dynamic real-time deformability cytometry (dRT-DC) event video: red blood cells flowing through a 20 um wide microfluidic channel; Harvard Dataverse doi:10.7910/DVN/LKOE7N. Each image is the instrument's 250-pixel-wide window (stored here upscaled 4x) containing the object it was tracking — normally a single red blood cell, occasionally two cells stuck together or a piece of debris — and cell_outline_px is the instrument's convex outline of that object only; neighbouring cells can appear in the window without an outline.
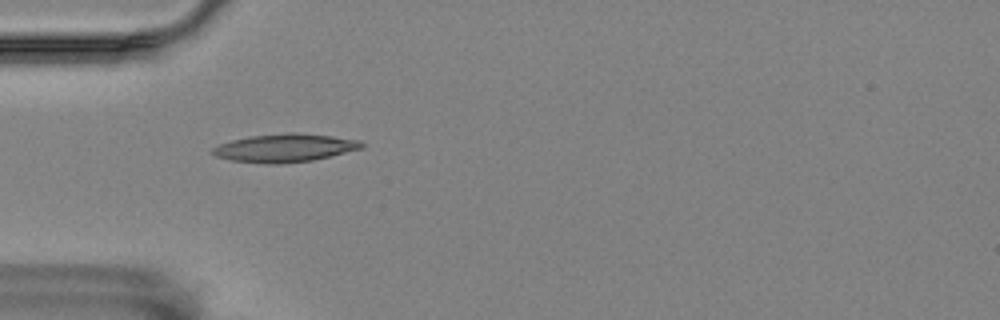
{"species": "Egyptian fruit bat (a non-hibernating species)", "species_latin": "Rousettus aegyptiacus", "temperature_condition": "room temperature", "stored_images_in_passage": 6, "camera_frame_rate_fps": 3000, "um_per_image_px": 0.085, "animal": {"sex": "female"}, "frame": {"image": 1, "passage_image": 5, "time_ms": 1.333, "image_size_px": [1000, 320], "cell_outline_px": [[364, 148], [312, 160], [280, 164], [268, 164], [232, 160], [216, 156], [212, 152], [212, 148], [220, 144], [232, 140], [252, 136], [288, 132], [296, 132], [332, 136], [360, 140], [364, 144]], "centroid_in_image_um": [24.24, 12.57], "position_along_channel_um": 60.8, "area_um2": 24.33}}